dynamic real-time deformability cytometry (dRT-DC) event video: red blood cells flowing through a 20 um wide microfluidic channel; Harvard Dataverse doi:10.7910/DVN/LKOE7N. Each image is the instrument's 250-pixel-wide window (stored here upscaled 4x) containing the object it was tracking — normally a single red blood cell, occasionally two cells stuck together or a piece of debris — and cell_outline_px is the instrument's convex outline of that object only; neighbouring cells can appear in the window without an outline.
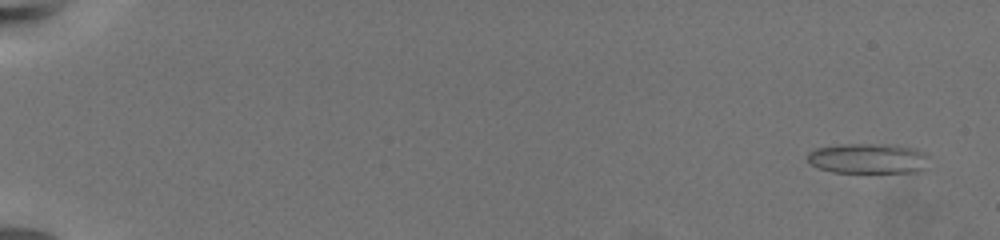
{"species": "common noctule bat (a hibernating species)", "species_latin": "Nyctalus noctula", "temperature_condition": "warm", "stored_images_in_passage": 66, "camera_frame_rate_fps": 3000, "um_per_image_px": 0.085, "animal": {"sex": "female", "body_mass_g": 19.5, "forearm_length_mm": 54.1}, "frame": {"image": 1, "passage_image": 4, "time_ms": 1.0, "image_size_px": [1000, 240], "cell_outline_px": [[924, 156], [916, 168], [912, 172], [832, 172], [820, 168], [812, 164], [808, 160], [808, 156], [816, 148], [848, 144], [872, 144], [908, 148]], "centroid_in_image_um": [73.55, 13.48], "position_along_channel_um": 11.4, "area_um2": 19.65}}
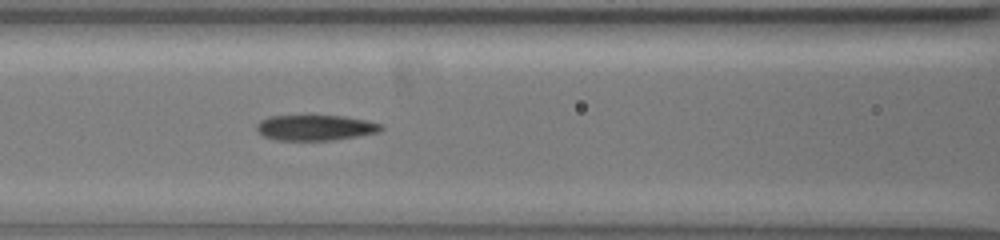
{"frame": {"image": 2, "passage_image": 33, "time_ms": 10.667, "image_size_px": [1000, 240], "cell_outline_px": [[384, 128], [376, 132], [356, 136], [332, 140], [276, 140], [264, 136], [256, 128], [256, 124], [260, 120], [268, 116], [308, 112], [344, 116], [364, 120], [380, 124]], "centroid_in_image_um": [26.71, 10.79], "position_along_channel_um": 139.9, "area_um2": 19.31}}
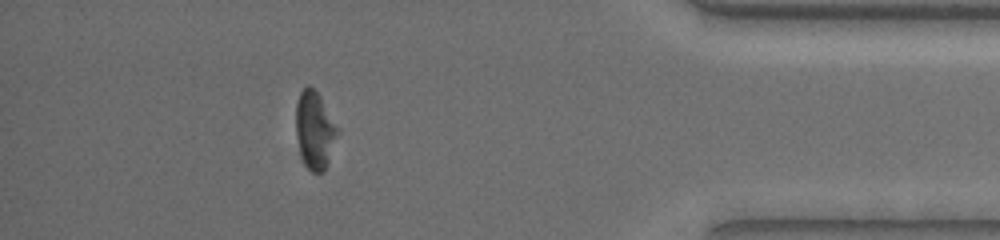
{"frame": {"image": 3, "passage_image": 60, "time_ms": 19.667, "image_size_px": [1000, 240], "cell_outline_px": [[340, 132], [324, 168], [320, 172], [312, 172], [304, 164], [296, 136], [296, 104], [300, 92], [308, 84], [320, 96], [340, 128]], "centroid_in_image_um": [26.76, 11.02], "position_along_channel_um": 408.4, "area_um2": 18.67}, "authors_computed_cell_mechanics": {"area_um2": 18.9295, "velocity_mm_per_s": 3.3621, "shape_relaxation_time_tau1_ms": 7.8467, "shape_relaxation_time_tau2_ms": 2.7586, "deformation_change_tau1": 0.1939, "deformation_change_tau2": 0.1057}}